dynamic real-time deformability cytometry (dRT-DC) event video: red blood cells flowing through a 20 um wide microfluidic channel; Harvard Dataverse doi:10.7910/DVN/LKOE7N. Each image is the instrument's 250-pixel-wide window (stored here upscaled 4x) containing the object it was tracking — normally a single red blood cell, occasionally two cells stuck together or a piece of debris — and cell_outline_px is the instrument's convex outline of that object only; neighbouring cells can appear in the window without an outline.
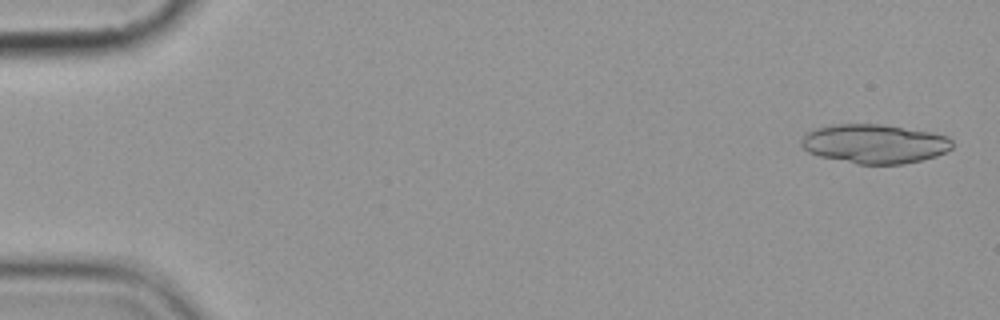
{"species": "common noctule bat (a hibernating species)", "species_latin": "Nyctalus noctula", "temperature_condition": "cold", "stored_images_in_passage": 14, "segment_of_instrument_passage": [1, 2], "camera_frame_rate_fps": 3000, "um_per_image_px": 0.085, "animal": {"sex": "female", "body_mass_g": 19.9}, "frame": {"image": 1, "passage_image": 1, "time_ms": 0.0, "image_size_px": [1000, 320], "cell_outline_px": [[952, 148], [936, 156], [904, 164], [856, 164], [820, 156], [808, 152], [800, 144], [800, 140], [808, 132], [816, 128], [832, 124], [880, 124], [932, 132], [948, 136], [952, 140]], "centroid_in_image_um": [74.33, 12.22], "position_along_channel_um": 10.7, "area_um2": 34.45}}